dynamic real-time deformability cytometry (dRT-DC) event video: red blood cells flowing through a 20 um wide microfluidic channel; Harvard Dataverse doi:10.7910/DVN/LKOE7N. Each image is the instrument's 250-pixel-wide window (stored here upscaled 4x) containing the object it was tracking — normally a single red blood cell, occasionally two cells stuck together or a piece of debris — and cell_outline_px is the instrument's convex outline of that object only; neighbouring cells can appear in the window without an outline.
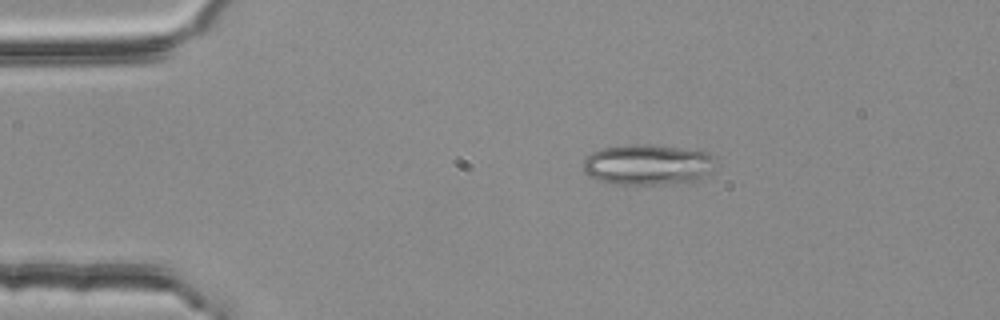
{"species": "common noctule bat (a hibernating species)", "species_latin": "Nyctalus noctula", "temperature_condition": "room temperature", "stored_images_in_passage": 4, "camera_frame_rate_fps": 3000, "um_per_image_px": 0.085, "animal": {"sex": "female", "body_mass_g": 25.1}, "frame": {"image": 1, "passage_image": 3, "time_ms": 0.667, "image_size_px": [1000, 320], "cell_outline_px": [[716, 160], [708, 172], [696, 180], [660, 184], [616, 184], [596, 180], [584, 168], [584, 160], [592, 152], [600, 148], [628, 144], [648, 144], [712, 152]], "centroid_in_image_um": [55.05, 13.97], "position_along_channel_um": 29.9, "area_um2": 31.1}}